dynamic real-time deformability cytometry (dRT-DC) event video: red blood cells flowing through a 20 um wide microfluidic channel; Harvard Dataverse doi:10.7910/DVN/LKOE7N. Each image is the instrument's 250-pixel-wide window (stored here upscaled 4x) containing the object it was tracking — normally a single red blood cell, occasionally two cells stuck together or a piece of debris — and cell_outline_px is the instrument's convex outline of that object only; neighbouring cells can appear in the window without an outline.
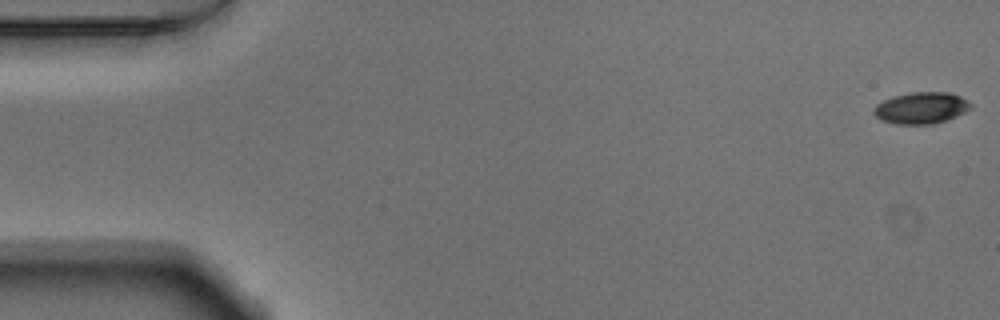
{"species": "Egyptian fruit bat (a non-hibernating species)", "species_latin": "Rousettus aegyptiacus", "temperature_condition": "warm", "stored_images_in_passage": 12, "camera_frame_rate_fps": 3000, "um_per_image_px": 0.085, "animal": {"sex": "male"}, "frame": {"image": 1, "passage_image": 1, "time_ms": 0.0, "image_size_px": [1000, 320], "cell_outline_px": [[972, 104], [964, 112], [956, 116], [932, 124], [896, 124], [880, 120], [872, 112], [876, 104], [892, 96], [912, 92], [948, 92], [960, 96]], "centroid_in_image_um": [78.25, 9.17], "position_along_channel_um": 6.7, "area_um2": 17.69}}
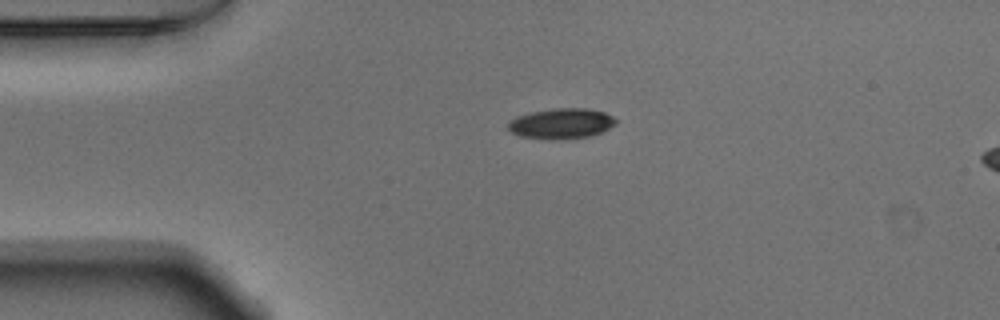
{"frame": {"image": 2, "passage_image": 12, "time_ms": 3.667, "image_size_px": [1000, 320], "cell_outline_px": [[616, 124], [592, 136], [520, 136], [512, 132], [508, 128], [508, 120], [516, 116], [532, 112], [556, 108], [588, 108], [604, 112], [612, 116], [616, 120]], "centroid_in_image_um": [47.73, 10.43], "position_along_channel_um": 37.3, "area_um2": 18.03}}